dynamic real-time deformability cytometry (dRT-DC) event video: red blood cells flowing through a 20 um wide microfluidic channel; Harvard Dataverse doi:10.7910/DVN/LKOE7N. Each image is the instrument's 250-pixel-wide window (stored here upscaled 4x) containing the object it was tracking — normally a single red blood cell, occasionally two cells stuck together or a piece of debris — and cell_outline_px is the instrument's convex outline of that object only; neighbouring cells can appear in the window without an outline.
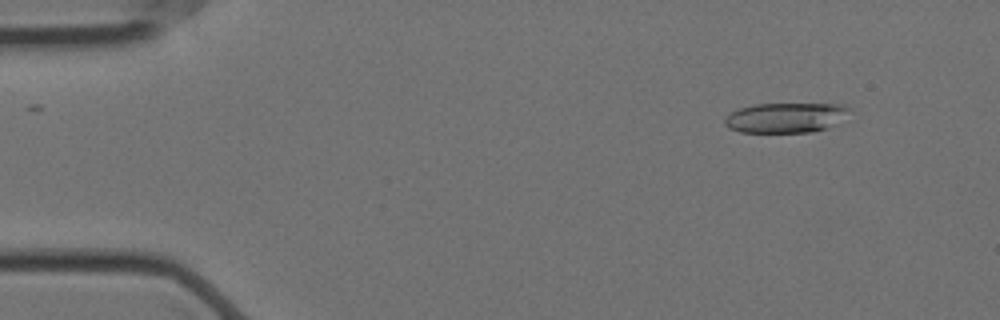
{"species": "Egyptian fruit bat (a non-hibernating species)", "species_latin": "Rousettus aegyptiacus", "temperature_condition": "cold", "stored_images_in_passage": 56, "camera_frame_rate_fps": 3000, "um_per_image_px": 0.085, "animal": {"sex": "female"}, "frame": {"image": 1, "passage_image": 5, "time_ms": 1.333, "image_size_px": [1000, 320], "cell_outline_px": [[852, 108], [836, 124], [828, 128], [812, 132], [740, 132], [728, 128], [724, 124], [724, 120], [732, 112], [740, 108], [756, 104], [844, 104]], "centroid_in_image_um": [66.8, 10.0], "position_along_channel_um": 18.2, "area_um2": 21.73}}
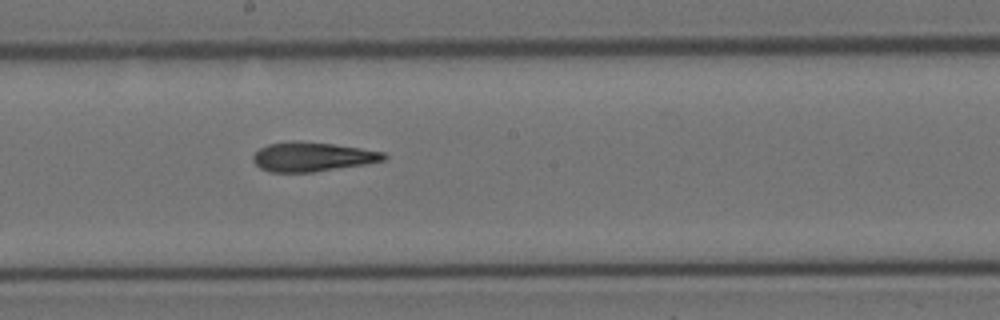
{"frame": {"image": 2, "passage_image": 30, "time_ms": 9.667, "image_size_px": [1000, 320], "cell_outline_px": [[388, 156], [384, 160], [368, 164], [312, 172], [268, 172], [260, 168], [252, 160], [252, 156], [260, 148], [268, 144], [292, 140], [300, 140], [332, 144], [360, 148], [384, 152]], "centroid_in_image_um": [26.54, 13.32], "position_along_channel_um": 221.7, "area_um2": 22.48}}
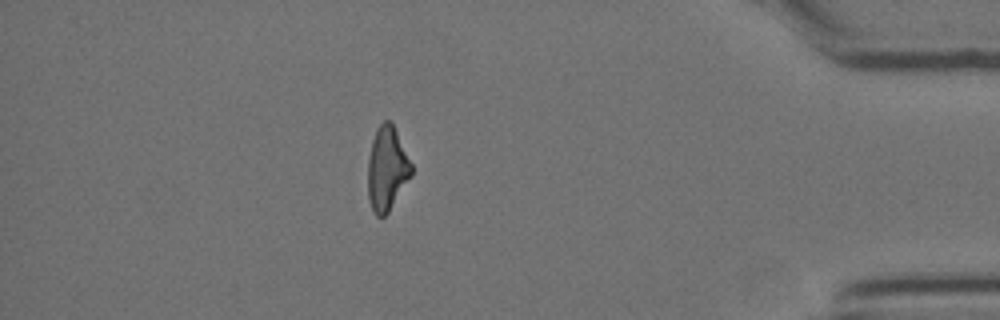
{"frame": {"image": 3, "passage_image": 49, "time_ms": 16.0, "image_size_px": [1000, 320], "cell_outline_px": [[412, 176], [388, 212], [384, 216], [376, 216], [368, 200], [368, 160], [372, 140], [376, 128], [384, 120], [392, 120], [412, 164]], "centroid_in_image_um": [32.9, 14.31], "position_along_channel_um": 402.3, "area_um2": 21.5}, "authors_computed_cell_mechanics": {"area_um2": 22.3397, "velocity_mm_per_s": 3.5305, "shape_relaxation_time_tau1_ms": 9.5058, "shape_relaxation_time_tau2_ms": 4.2919, "deformation_change_tau1": 0.2331, "deformation_change_tau2": 0.1546}}